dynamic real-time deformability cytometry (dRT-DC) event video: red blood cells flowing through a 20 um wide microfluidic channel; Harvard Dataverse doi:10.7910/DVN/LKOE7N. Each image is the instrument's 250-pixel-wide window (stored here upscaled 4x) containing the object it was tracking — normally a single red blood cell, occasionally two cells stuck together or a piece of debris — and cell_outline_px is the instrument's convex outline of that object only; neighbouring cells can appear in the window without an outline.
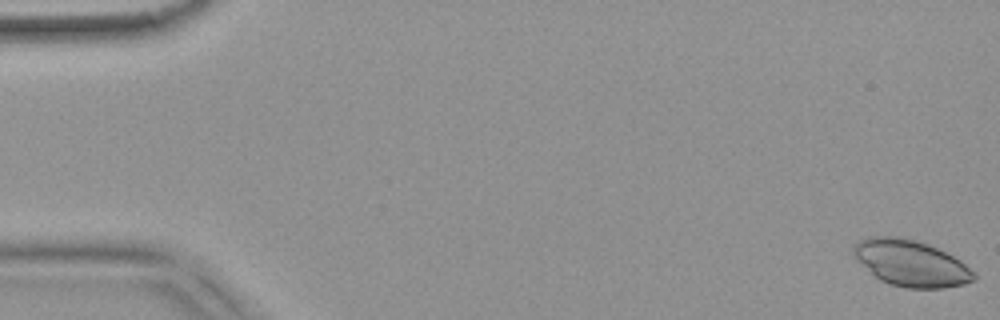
{"species": "common noctule bat (a hibernating species)", "species_latin": "Nyctalus noctula", "temperature_condition": "warm", "stored_images_in_passage": 54, "camera_frame_rate_fps": 3000, "um_per_image_px": 0.085, "animal": {"sex": "female", "body_mass_g": 18.4}, "frame": {"image": 1, "passage_image": 1, "time_ms": 0.0, "image_size_px": [1000, 320], "cell_outline_px": [[976, 280], [964, 284], [944, 288], [908, 288], [888, 284], [880, 280], [856, 256], [852, 248], [860, 240], [868, 236], [896, 236], [928, 244], [960, 260], [976, 272]], "centroid_in_image_um": [77.49, 22.38], "position_along_channel_um": 7.5, "area_um2": 31.96}}
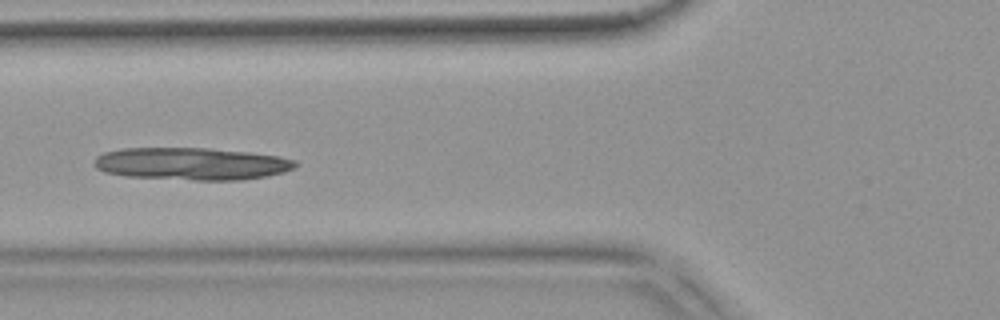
{"frame": {"image": 2, "passage_image": 21, "time_ms": 6.667, "image_size_px": [1000, 320], "cell_outline_px": [[300, 164], [296, 168], [284, 172], [268, 176], [244, 180], [192, 180], [128, 176], [104, 172], [96, 168], [92, 164], [96, 156], [104, 152], [120, 148], [208, 148], [248, 152], [280, 156], [296, 160]], "centroid_in_image_um": [16.32, 13.92], "position_along_channel_um": 109.5, "area_um2": 38.38}}
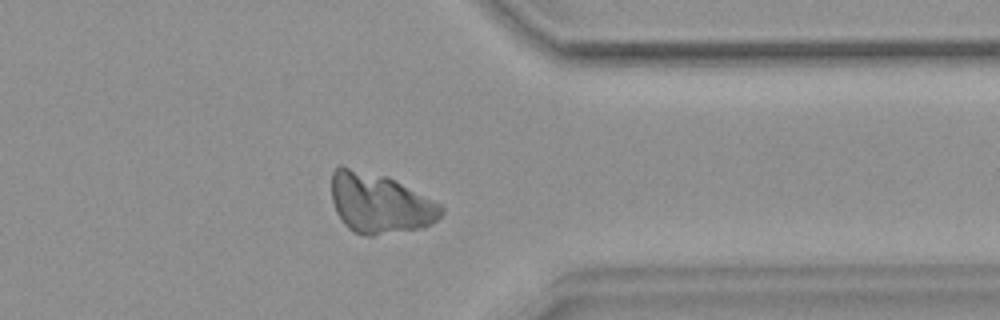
{"frame": {"image": 3, "passage_image": 43, "time_ms": 14.0, "image_size_px": [1000, 320], "cell_outline_px": [[444, 212], [432, 224], [424, 228], [372, 236], [360, 236], [352, 232], [344, 224], [336, 212], [332, 200], [332, 172], [340, 164], [388, 176], [440, 204], [444, 208]], "centroid_in_image_um": [32.26, 17.29], "position_along_channel_um": 379.1, "area_um2": 38.84}}